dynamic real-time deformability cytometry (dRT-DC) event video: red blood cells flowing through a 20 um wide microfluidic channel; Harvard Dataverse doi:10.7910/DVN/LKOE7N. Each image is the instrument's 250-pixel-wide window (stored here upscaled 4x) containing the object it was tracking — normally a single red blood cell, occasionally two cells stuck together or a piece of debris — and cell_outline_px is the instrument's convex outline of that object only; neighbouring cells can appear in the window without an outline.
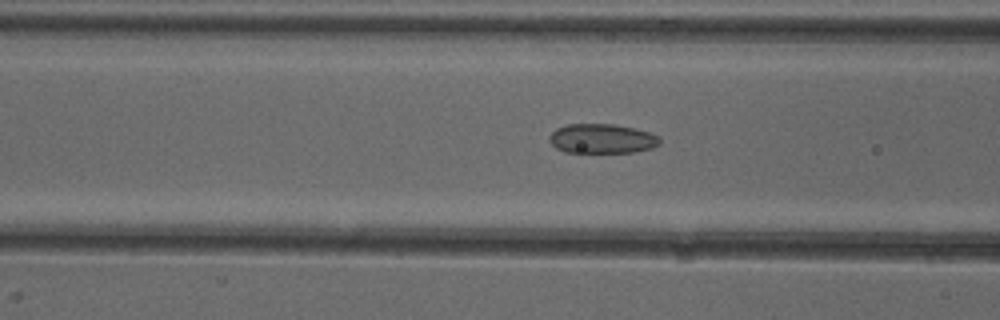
{"species": "common noctule bat (a hibernating species)", "species_latin": "Nyctalus noctula", "temperature_condition": "cold", "stored_images_in_passage": 52, "camera_frame_rate_fps": 3000, "um_per_image_px": 0.085, "animal": {"sex": "female"}, "frame": {"image": 1, "passage_image": 21, "time_ms": 6.667, "image_size_px": [1000, 320], "cell_outline_px": [[660, 144], [652, 148], [636, 152], [564, 152], [556, 148], [548, 140], [548, 136], [556, 128], [568, 124], [612, 124], [636, 128], [660, 136]], "centroid_in_image_um": [51.17, 11.78], "position_along_channel_um": 115.4, "area_um2": 19.13}}
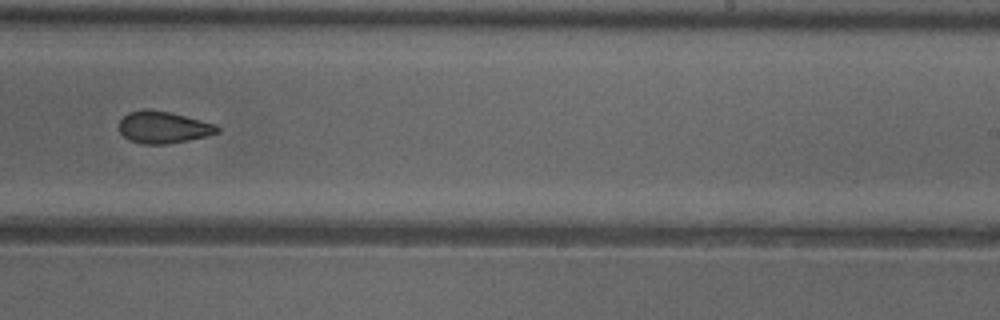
{"frame": {"image": 2, "passage_image": 33, "time_ms": 10.667, "image_size_px": [1000, 320], "cell_outline_px": [[220, 132], [208, 136], [168, 144], [140, 144], [128, 140], [120, 132], [120, 120], [128, 112], [144, 108], [148, 108], [168, 112], [216, 124], [220, 128]], "centroid_in_image_um": [13.88, 10.82], "position_along_channel_um": 275.1, "area_um2": 18.38}}
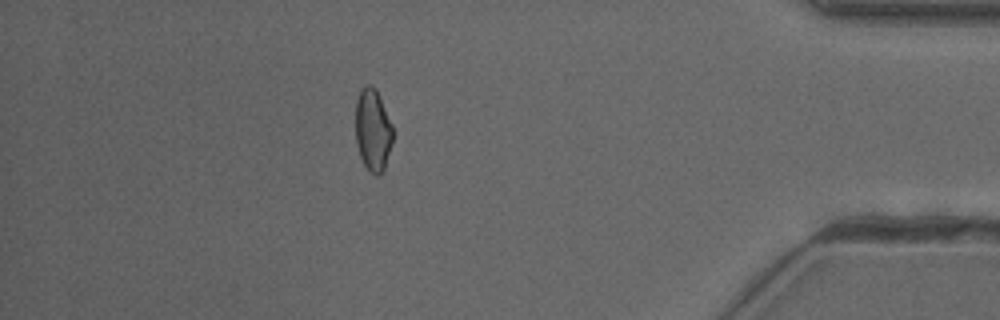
{"frame": {"image": 3, "passage_image": 46, "time_ms": 15.0, "image_size_px": [1000, 320], "cell_outline_px": [[392, 144], [384, 172], [380, 176], [376, 176], [368, 172], [360, 156], [356, 144], [356, 100], [360, 88], [364, 84], [372, 84], [376, 88], [380, 96], [392, 124]], "centroid_in_image_um": [31.69, 11.06], "position_along_channel_um": 403.5, "area_um2": 18.38}, "authors_computed_cell_mechanics": {"area_um2": 18.8139, "velocity_mm_per_s": 3.9917, "shape_relaxation_time_tau1_ms": 9.2626, "shape_relaxation_time_tau2_ms": 2.3731, "deformation_change_tau1": 0.127, "deformation_change_tau2": 0.0875}}